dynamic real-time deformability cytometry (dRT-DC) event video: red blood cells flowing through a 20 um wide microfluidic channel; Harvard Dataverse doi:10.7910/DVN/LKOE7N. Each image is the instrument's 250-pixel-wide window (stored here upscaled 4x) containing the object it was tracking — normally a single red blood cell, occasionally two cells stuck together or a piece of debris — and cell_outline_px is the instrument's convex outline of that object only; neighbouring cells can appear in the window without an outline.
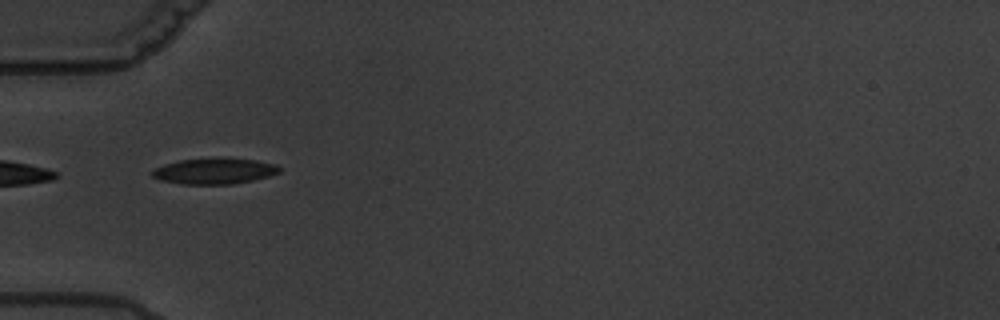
{"species": "common noctule bat (a hibernating species)", "species_latin": "Nyctalus noctula", "temperature_condition": "warm", "stored_images_in_passage": 14, "camera_frame_rate_fps": 3000, "um_per_image_px": 0.085, "animal": {"sex": "male", "body_mass_g": 19.5, "forearm_length_mm": 54.6}, "frame": {"image": 1, "passage_image": 3, "time_ms": 2.333, "image_size_px": [1000, 320], "cell_outline_px": [[284, 168], [280, 172], [268, 176], [252, 180], [232, 184], [180, 184], [160, 180], [152, 176], [148, 172], [152, 168], [164, 164], [180, 160], [212, 156], [216, 156], [256, 160], [276, 164]], "centroid_in_image_um": [18.19, 14.51], "position_along_channel_um": 66.8, "area_um2": 19.88}}
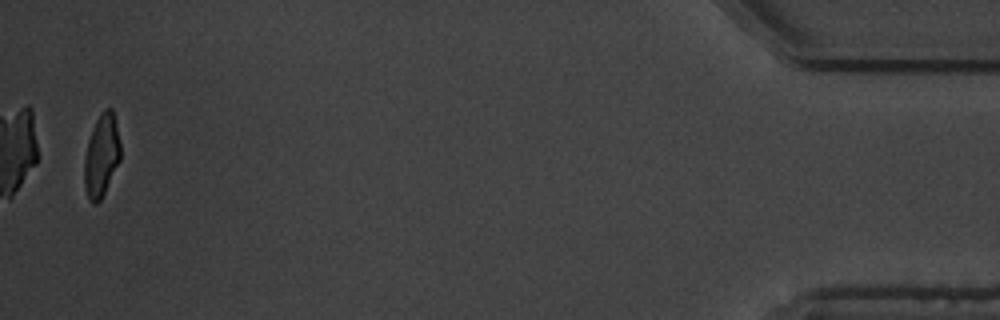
{"frame": {"image": 2, "passage_image": 14, "time_ms": 15.333, "image_size_px": [1000, 320], "cell_outline_px": [[120, 160], [100, 200], [96, 204], [92, 204], [88, 200], [84, 184], [84, 156], [88, 140], [92, 128], [100, 112], [104, 108], [112, 108], [120, 144]], "centroid_in_image_um": [8.6, 13.22], "position_along_channel_um": 426.6, "area_um2": 17.34}, "authors_computed_cell_mechanics": {"area_um2": 19.1318, "velocity_mm_per_s": 3.4045, "shape_relaxation_time_tau1_ms": 3.7356, "shape_relaxation_time_tau2_ms": null, "deformation_change_tau1": 0.1265, "deformation_change_tau2": null}}